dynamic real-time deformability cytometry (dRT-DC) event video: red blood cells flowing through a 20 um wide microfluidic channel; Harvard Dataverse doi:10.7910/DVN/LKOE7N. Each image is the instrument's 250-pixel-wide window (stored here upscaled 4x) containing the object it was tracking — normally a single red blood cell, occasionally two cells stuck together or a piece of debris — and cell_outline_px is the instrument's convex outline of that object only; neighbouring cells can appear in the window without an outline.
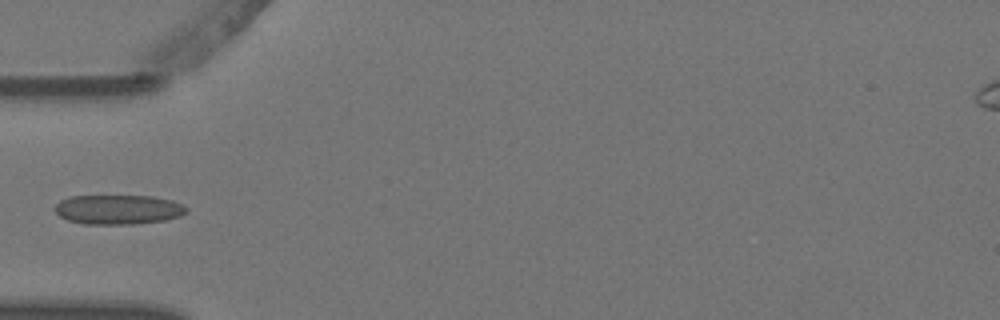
{"species": "Egyptian fruit bat (a non-hibernating species)", "species_latin": "Rousettus aegyptiacus", "temperature_condition": "warm", "stored_images_in_passage": 5, "camera_frame_rate_fps": 3000, "um_per_image_px": 0.085, "animal": {"sex": "female"}, "frame": {"image": 1, "passage_image": 5, "time_ms": 1.333, "image_size_px": [1000, 320], "cell_outline_px": [[188, 212], [180, 216], [164, 220], [132, 224], [84, 224], [68, 220], [60, 216], [56, 212], [56, 204], [60, 200], [72, 196], [152, 196], [172, 200], [184, 204], [188, 208]], "centroid_in_image_um": [10.09, 17.81], "position_along_channel_um": 74.9, "area_um2": 22.66}}